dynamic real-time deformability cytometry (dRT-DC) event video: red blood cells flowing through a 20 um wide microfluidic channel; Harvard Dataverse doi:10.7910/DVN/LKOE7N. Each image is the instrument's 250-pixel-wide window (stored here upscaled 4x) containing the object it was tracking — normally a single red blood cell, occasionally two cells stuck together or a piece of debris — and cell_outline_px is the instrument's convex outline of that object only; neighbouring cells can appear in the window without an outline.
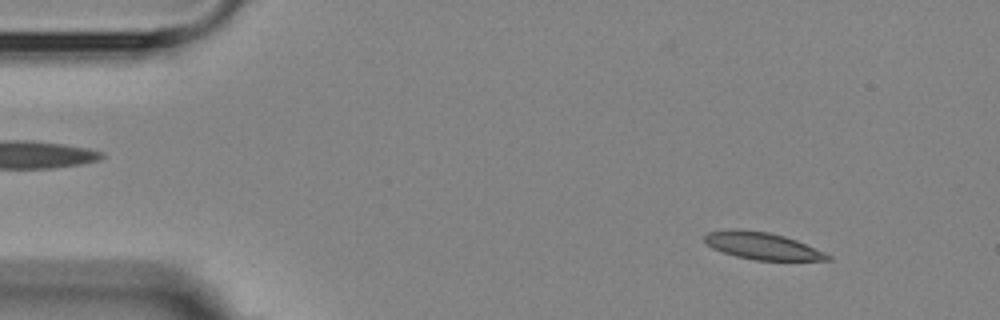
{"species": "Egyptian fruit bat (a non-hibernating species)", "species_latin": "Rousettus aegyptiacus", "temperature_condition": "room temperature", "stored_images_in_passage": 3, "camera_frame_rate_fps": 3000, "um_per_image_px": 0.085, "animal": {"sex": "female"}, "frame": {"image": 1, "passage_image": 1, "time_ms": 0.0, "image_size_px": [1000, 320], "cell_outline_px": [[832, 260], [756, 260], [736, 256], [712, 248], [704, 240], [704, 236], [708, 232], [728, 228], [740, 228], [768, 232], [784, 236], [796, 240], [824, 252], [832, 256]], "centroid_in_image_um": [64.77, 20.88], "position_along_channel_um": 20.2, "area_um2": 19.42}}